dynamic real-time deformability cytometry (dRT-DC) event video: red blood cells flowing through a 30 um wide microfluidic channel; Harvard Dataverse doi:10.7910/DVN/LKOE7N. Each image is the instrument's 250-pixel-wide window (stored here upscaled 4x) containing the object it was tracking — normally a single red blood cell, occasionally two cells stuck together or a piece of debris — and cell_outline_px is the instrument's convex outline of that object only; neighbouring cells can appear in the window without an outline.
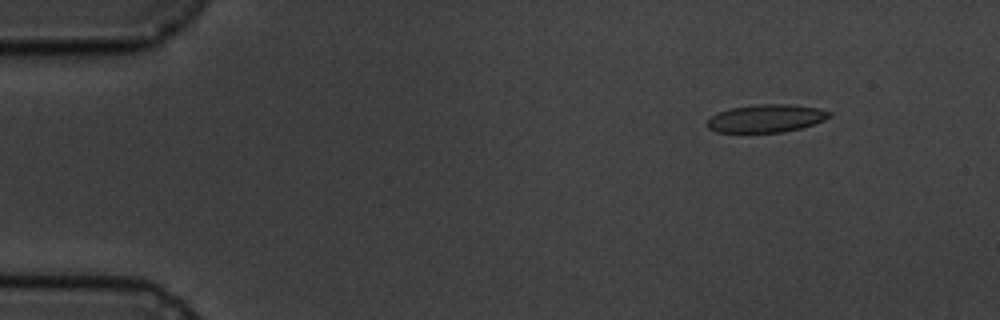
{"species": "common noctule bat (a hibernating species)", "species_latin": "Nyctalus noctula", "temperature_condition": "cold", "stored_images_in_passage": 6, "camera_frame_rate_fps": 3000, "um_per_image_px": 0.085, "animal": {"sex": "male", "body_mass_g": 19.5, "forearm_length_mm": 54.6}, "frame": {"image": 1, "passage_image": 2, "time_ms": 1.0, "image_size_px": [1000, 320], "cell_outline_px": [[832, 116], [824, 120], [800, 128], [784, 132], [716, 132], [708, 128], [704, 124], [712, 116], [728, 108], [756, 104], [792, 104], [820, 108], [832, 112]], "centroid_in_image_um": [65.13, 10.05], "position_along_channel_um": 19.9, "area_um2": 20.0}}
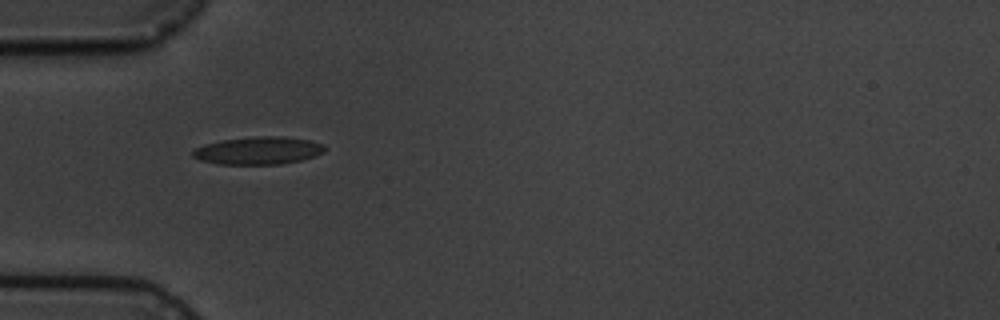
{"frame": {"image": 2, "passage_image": 5, "time_ms": 4.667, "image_size_px": [1000, 320], "cell_outline_px": [[328, 148], [324, 152], [300, 160], [280, 164], [220, 164], [200, 160], [192, 156], [192, 152], [196, 148], [204, 144], [224, 140], [256, 136], [280, 136], [312, 140], [324, 144]], "centroid_in_image_um": [21.99, 12.79], "position_along_channel_um": 63.0, "area_um2": 21.21}}
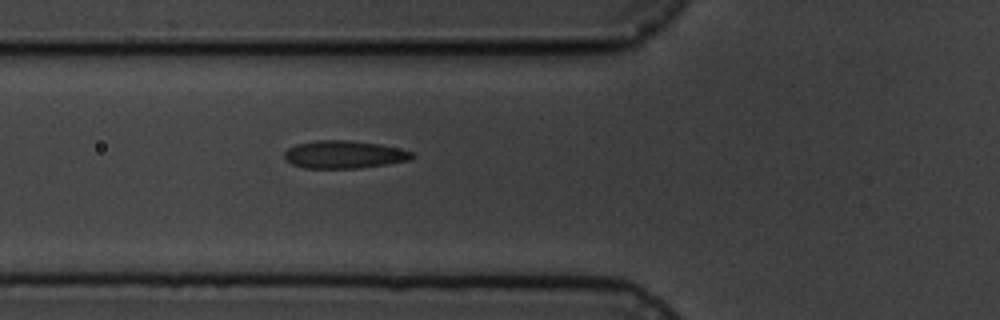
{"frame": {"image": 3, "passage_image": 6, "time_ms": 5.667, "image_size_px": [1000, 320], "cell_outline_px": [[416, 156], [408, 160], [388, 164], [360, 168], [304, 168], [292, 164], [284, 160], [284, 152], [288, 148], [296, 144], [316, 140], [348, 140], [380, 144], [412, 152]], "centroid_in_image_um": [29.21, 13.13], "position_along_channel_um": 96.6, "area_um2": 20.69}}